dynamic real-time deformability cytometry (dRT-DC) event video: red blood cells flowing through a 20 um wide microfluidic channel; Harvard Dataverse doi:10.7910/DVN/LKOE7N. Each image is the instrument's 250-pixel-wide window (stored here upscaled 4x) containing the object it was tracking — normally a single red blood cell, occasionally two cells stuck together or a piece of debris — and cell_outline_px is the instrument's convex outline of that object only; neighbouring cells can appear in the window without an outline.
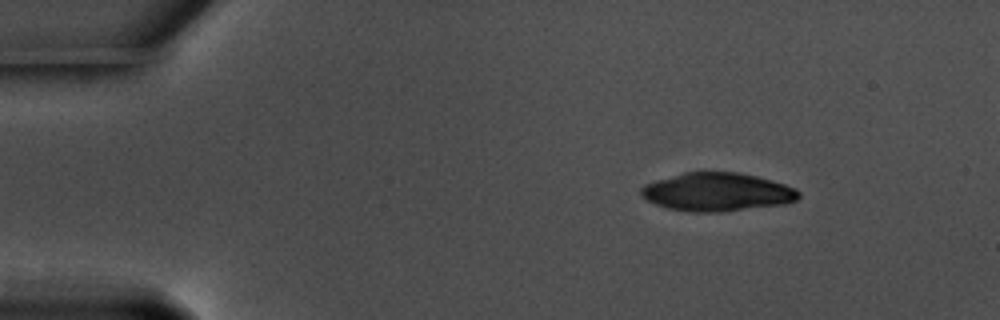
{"species": "common noctule bat (a hibernating species)", "species_latin": "Nyctalus noctula", "temperature_condition": "warm", "stored_images_in_passage": 50, "camera_frame_rate_fps": 3000, "um_per_image_px": 0.085, "animal": {"sex": "male", "body_mass_g": 17.5, "forearm_length_mm": 52.3}, "frame": {"image": 1, "passage_image": 1, "time_ms": 0.0, "image_size_px": [1000, 320], "cell_outline_px": [[800, 196], [796, 200], [784, 204], [720, 212], [692, 212], [668, 208], [656, 204], [648, 200], [640, 192], [640, 188], [644, 184], [656, 180], [684, 172], [736, 172], [756, 176], [772, 180], [796, 188], [800, 192]], "centroid_in_image_um": [60.97, 16.32], "position_along_channel_um": 24.0, "area_um2": 35.08}}